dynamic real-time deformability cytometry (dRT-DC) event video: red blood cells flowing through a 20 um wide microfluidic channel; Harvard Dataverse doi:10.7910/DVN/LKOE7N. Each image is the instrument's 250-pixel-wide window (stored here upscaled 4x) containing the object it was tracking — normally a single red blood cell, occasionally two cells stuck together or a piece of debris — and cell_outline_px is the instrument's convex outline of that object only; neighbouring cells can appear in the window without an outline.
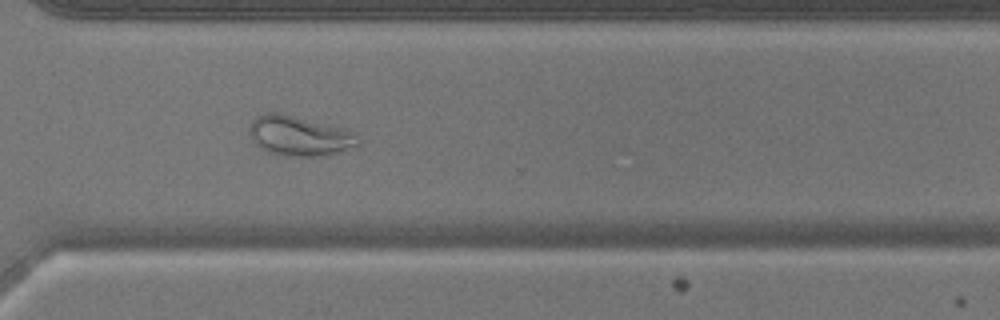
{"species": "common noctule bat (a hibernating species)", "species_latin": "Nyctalus noctula", "temperature_condition": "warm", "stored_images_in_passage": 39, "camera_frame_rate_fps": 3000, "um_per_image_px": 0.085, "animal": {"sex": "male", "body_mass_g": 17.9}, "frame": {"image": 1, "passage_image": 28, "time_ms": 9.0, "image_size_px": [1000, 320], "cell_outline_px": [[360, 144], [340, 152], [320, 156], [288, 156], [268, 152], [260, 148], [252, 140], [248, 132], [248, 128], [252, 120], [256, 116], [268, 112], [276, 112], [344, 128], [356, 132], [360, 140]], "centroid_in_image_um": [25.44, 11.55], "position_along_channel_um": 345.2, "area_um2": 25.37}}